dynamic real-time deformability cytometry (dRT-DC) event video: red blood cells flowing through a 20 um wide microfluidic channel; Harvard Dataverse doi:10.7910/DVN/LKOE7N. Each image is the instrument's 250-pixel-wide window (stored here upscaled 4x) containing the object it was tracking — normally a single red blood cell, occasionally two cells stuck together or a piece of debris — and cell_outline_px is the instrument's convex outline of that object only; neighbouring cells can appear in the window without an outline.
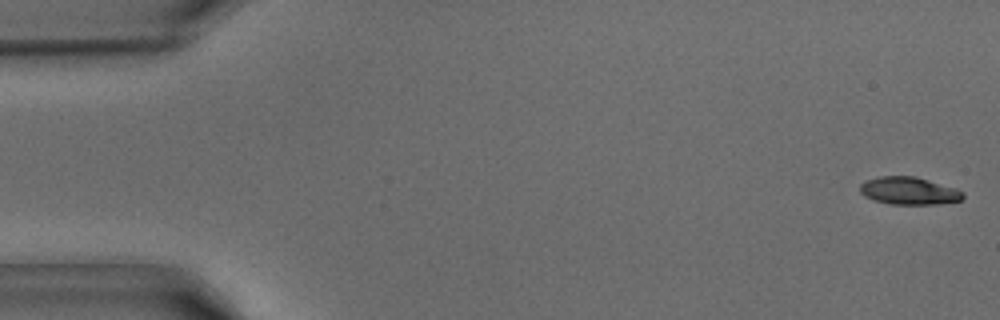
{"species": "common noctule bat (a hibernating species)", "species_latin": "Nyctalus noctula", "temperature_condition": "warm", "stored_images_in_passage": 40, "camera_frame_rate_fps": 3000, "um_per_image_px": 0.085, "animal": {"sex": "male", "body_mass_g": 15.6}, "frame": {"image": 1, "passage_image": 1, "time_ms": 0.0, "image_size_px": [1000, 320], "cell_outline_px": [[964, 196], [960, 200], [940, 204], [892, 204], [872, 200], [864, 196], [860, 192], [860, 184], [868, 180], [880, 176], [916, 176], [956, 188], [964, 192]], "centroid_in_image_um": [77.27, 16.22], "position_along_channel_um": 7.7, "area_um2": 16.59}}
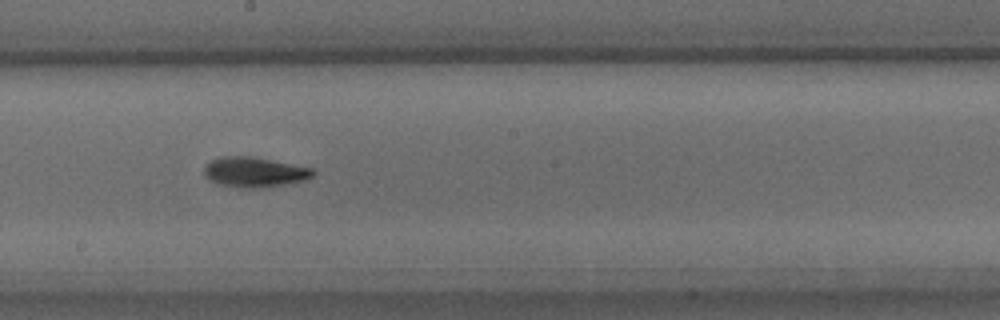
{"frame": {"image": 2, "passage_image": 23, "time_ms": 7.333, "image_size_px": [1000, 320], "cell_outline_px": [[316, 172], [308, 180], [288, 184], [264, 188], [236, 188], [220, 184], [208, 180], [204, 176], [204, 164], [220, 156], [252, 156], [312, 168]], "centroid_in_image_um": [21.62, 14.64], "position_along_channel_um": 226.6, "area_um2": 19.48}}
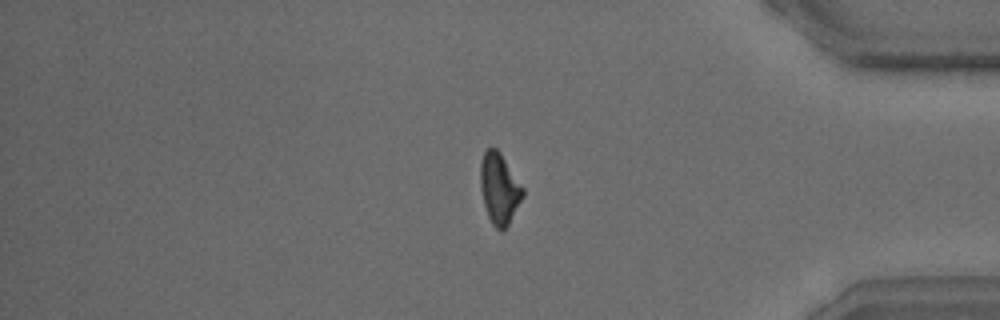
{"frame": {"image": 3, "passage_image": 35, "time_ms": 11.333, "image_size_px": [1000, 320], "cell_outline_px": [[524, 196], [508, 224], [500, 232], [492, 224], [488, 216], [484, 204], [480, 188], [480, 160], [484, 152], [492, 144], [500, 152], [524, 188]], "centroid_in_image_um": [42.43, 15.99], "position_along_channel_um": 392.8, "area_um2": 17.63}}